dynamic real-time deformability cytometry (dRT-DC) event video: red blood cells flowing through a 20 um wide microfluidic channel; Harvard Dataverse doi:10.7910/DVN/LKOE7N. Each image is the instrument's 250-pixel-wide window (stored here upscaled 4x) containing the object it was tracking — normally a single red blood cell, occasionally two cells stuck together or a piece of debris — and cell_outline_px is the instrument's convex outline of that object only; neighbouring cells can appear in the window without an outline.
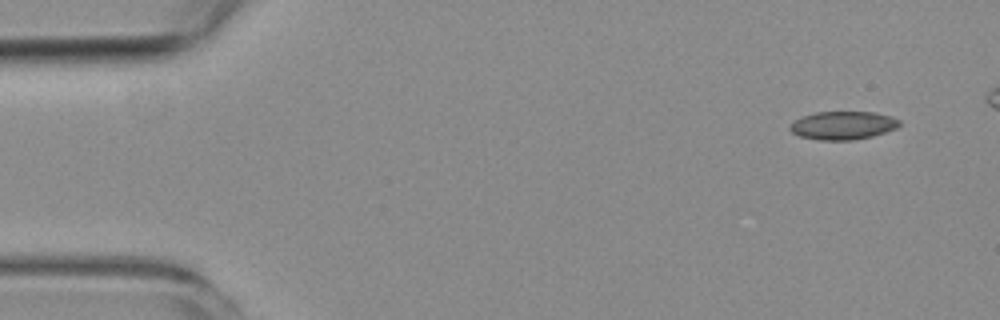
{"species": "common noctule bat (a hibernating species)", "species_latin": "Nyctalus noctula", "temperature_condition": "room temperature", "stored_images_in_passage": 6, "camera_frame_rate_fps": 3000, "um_per_image_px": 0.085, "animal": {"sex": "female", "body_mass_g": 19.3, "forearm_length_mm": 54.1}, "frame": {"image": 1, "passage_image": 1, "time_ms": 0.0, "image_size_px": [1000, 320], "cell_outline_px": [[900, 124], [896, 128], [872, 136], [852, 140], [820, 140], [800, 136], [792, 132], [788, 128], [796, 120], [804, 116], [816, 112], [872, 112], [892, 116], [900, 120]], "centroid_in_image_um": [71.67, 10.66], "position_along_channel_um": 13.3, "area_um2": 17.8}}
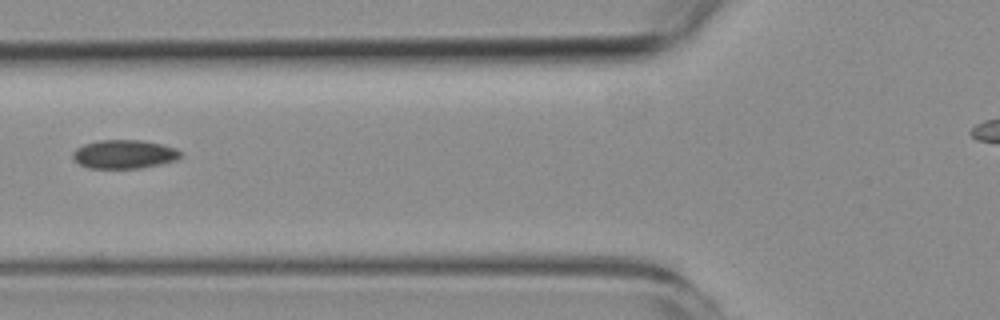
{"frame": {"image": 2, "passage_image": 6, "time_ms": 5.667, "image_size_px": [1000, 320], "cell_outline_px": [[184, 152], [176, 160], [160, 164], [140, 168], [88, 168], [80, 164], [72, 156], [72, 152], [76, 148], [84, 144], [100, 140], [144, 140], [164, 144], [176, 148]], "centroid_in_image_um": [10.59, 13.1], "position_along_channel_um": 115.2, "area_um2": 18.15}}